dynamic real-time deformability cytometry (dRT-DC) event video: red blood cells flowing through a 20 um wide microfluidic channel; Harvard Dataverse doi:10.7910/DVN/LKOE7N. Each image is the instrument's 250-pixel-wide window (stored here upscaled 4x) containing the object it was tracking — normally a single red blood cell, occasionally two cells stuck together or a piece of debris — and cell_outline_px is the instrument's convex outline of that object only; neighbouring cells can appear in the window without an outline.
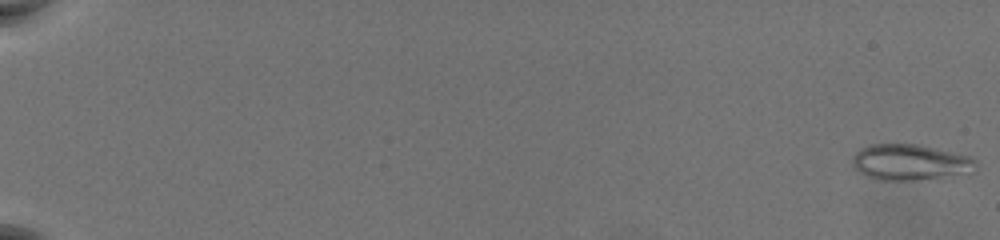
{"species": "common noctule bat (a hibernating species)", "species_latin": "Nyctalus noctula", "temperature_condition": "warm", "stored_images_in_passage": 60, "camera_frame_rate_fps": 3000, "um_per_image_px": 0.085, "animal": {"sex": "female", "body_mass_g": 19.5, "forearm_length_mm": 54.1}, "frame": {"image": 1, "passage_image": 1, "time_ms": 0.0, "image_size_px": [1000, 240], "cell_outline_px": [[976, 164], [972, 172], [912, 180], [880, 180], [868, 176], [860, 172], [852, 164], [852, 156], [860, 148], [872, 144], [916, 144], [936, 148], [972, 156], [976, 160]], "centroid_in_image_um": [77.34, 13.77], "position_along_channel_um": 7.7, "area_um2": 25.55}}
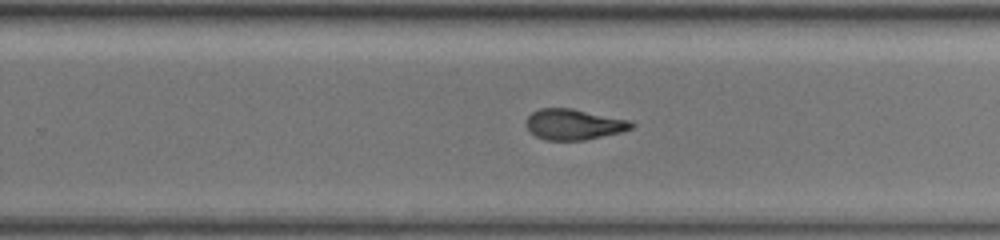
{"frame": {"image": 2, "passage_image": 42, "time_ms": 13.667, "image_size_px": [1000, 240], "cell_outline_px": [[636, 124], [632, 128], [620, 132], [584, 140], [544, 140], [536, 136], [524, 124], [528, 116], [532, 112], [540, 108], [572, 108], [632, 120]], "centroid_in_image_um": [48.79, 10.56], "position_along_channel_um": 281.0, "area_um2": 18.96}}
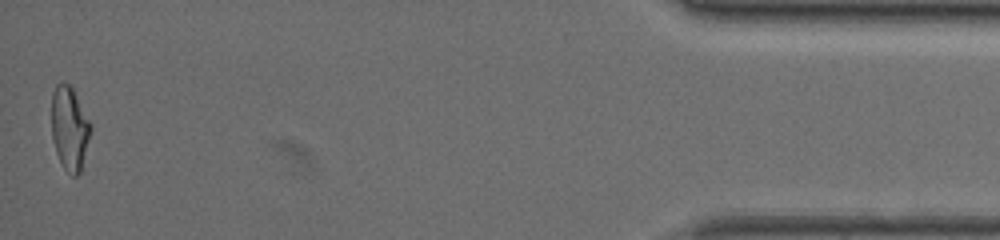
{"frame": {"image": 3, "passage_image": 60, "time_ms": 19.667, "image_size_px": [1000, 240], "cell_outline_px": [[92, 128], [80, 172], [76, 176], [72, 176], [60, 164], [52, 140], [52, 92], [56, 84], [68, 84], [72, 88], [92, 124]], "centroid_in_image_um": [5.91, 10.93], "position_along_channel_um": 429.3, "area_um2": 19.02}, "authors_computed_cell_mechanics": {"area_um2": 19.5364, "velocity_mm_per_s": 3.7029, "shape_relaxation_time_tau1_ms": 8.8962, "shape_relaxation_time_tau2_ms": 2.064, "deformation_change_tau1": 0.2773, "deformation_change_tau2": 0.0934}}